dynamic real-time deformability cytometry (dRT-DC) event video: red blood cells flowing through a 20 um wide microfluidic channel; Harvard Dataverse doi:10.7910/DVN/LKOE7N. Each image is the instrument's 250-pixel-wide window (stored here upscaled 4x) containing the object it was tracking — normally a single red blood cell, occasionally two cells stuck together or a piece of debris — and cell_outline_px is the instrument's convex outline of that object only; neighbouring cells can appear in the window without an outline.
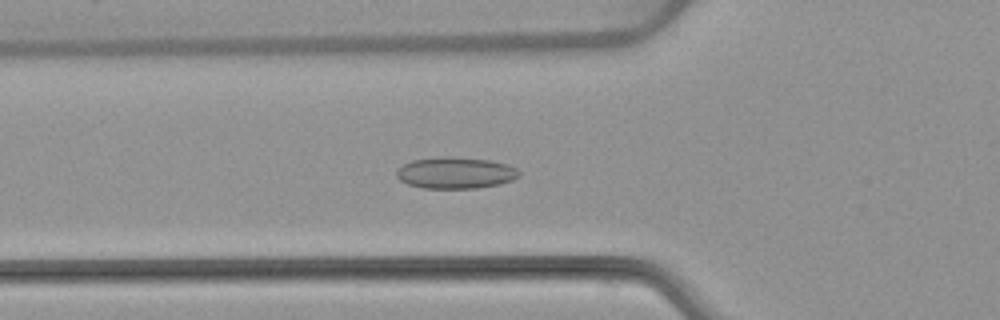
{"species": "common noctule bat (a hibernating species)", "species_latin": "Nyctalus noctula", "temperature_condition": "warm", "stored_images_in_passage": 54, "camera_frame_rate_fps": 3000, "um_per_image_px": 0.085, "animal": {"sex": "female", "body_mass_g": 22.7, "forearm_length_mm": 54.2}, "frame": {"image": 1, "passage_image": 19, "time_ms": 6.0, "image_size_px": [1000, 320], "cell_outline_px": [[520, 176], [512, 180], [500, 184], [476, 188], [424, 188], [408, 184], [400, 180], [396, 176], [396, 172], [404, 164], [412, 160], [444, 156], [452, 156], [492, 160], [508, 164], [516, 168], [520, 172]], "centroid_in_image_um": [38.75, 14.68], "position_along_channel_um": 87.0, "area_um2": 22.6}}
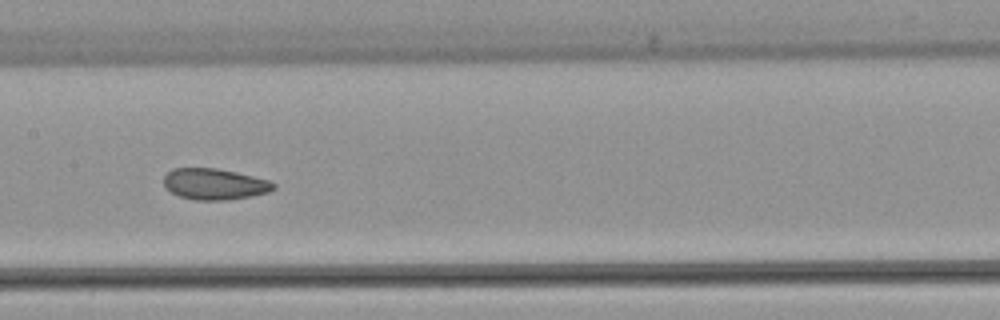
{"frame": {"image": 2, "passage_image": 27, "time_ms": 8.667, "image_size_px": [1000, 320], "cell_outline_px": [[276, 188], [268, 192], [252, 196], [228, 200], [196, 200], [180, 196], [172, 192], [164, 184], [164, 176], [172, 168], [216, 168], [236, 172], [268, 180], [276, 184]], "centroid_in_image_um": [18.25, 15.64], "position_along_channel_um": 189.1, "area_um2": 19.83}}
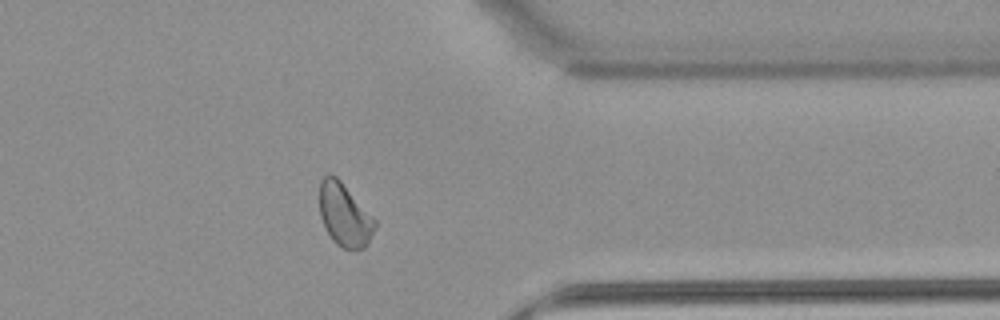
{"frame": {"image": 3, "passage_image": 43, "time_ms": 14.0, "image_size_px": [1000, 320], "cell_outline_px": [[376, 228], [364, 248], [344, 248], [336, 244], [332, 240], [320, 216], [320, 180], [328, 172], [332, 172], [340, 180], [376, 220]], "centroid_in_image_um": [29.27, 18.23], "position_along_channel_um": 382.1, "area_um2": 20.11}, "authors_computed_cell_mechanics": {"area_um2": 21.3282, "velocity_mm_per_s": 3.8063, "shape_relaxation_time_tau1_ms": null, "shape_relaxation_time_tau2_ms": 1.8511, "deformation_change_tau1": null, "deformation_change_tau2": 0.0773}}